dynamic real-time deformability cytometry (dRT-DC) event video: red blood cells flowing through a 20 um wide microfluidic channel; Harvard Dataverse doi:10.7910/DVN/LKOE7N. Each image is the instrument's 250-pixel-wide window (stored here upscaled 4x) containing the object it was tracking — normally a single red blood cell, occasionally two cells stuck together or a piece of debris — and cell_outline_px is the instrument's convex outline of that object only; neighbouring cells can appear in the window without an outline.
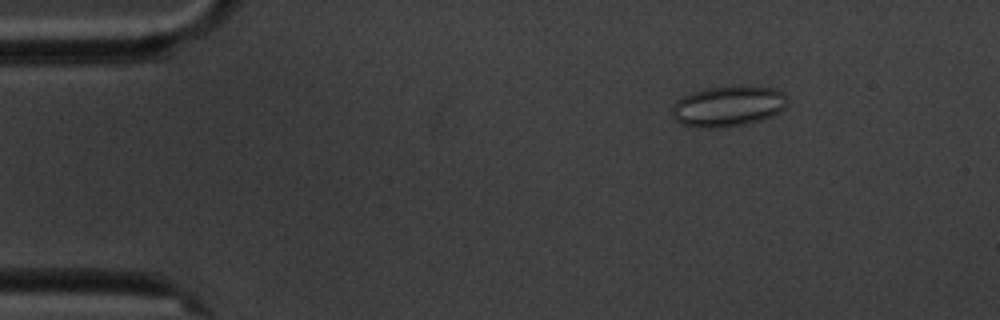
{"species": "common noctule bat (a hibernating species)", "species_latin": "Nyctalus noctula", "temperature_condition": "cold", "stored_images_in_passage": 7, "camera_frame_rate_fps": 3000, "um_per_image_px": 0.085, "animal": {"sex": "male", "body_mass_g": 20.1, "forearm_length_mm": 53.5}, "frame": {"image": 1, "passage_image": 3, "time_ms": 2.333, "image_size_px": [1000, 320], "cell_outline_px": [[788, 104], [780, 112], [772, 116], [760, 120], [744, 124], [716, 128], [696, 128], [680, 124], [672, 116], [672, 104], [680, 96], [704, 88], [744, 84], [776, 88], [784, 92], [788, 100]], "centroid_in_image_um": [61.89, 9.0], "position_along_channel_um": 23.1, "area_um2": 28.21}}
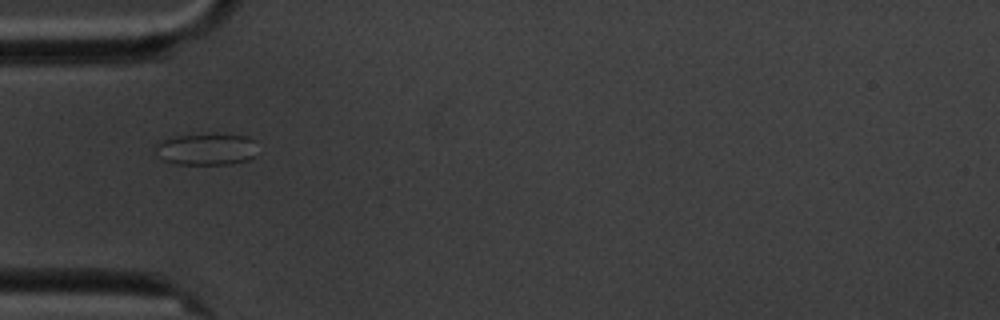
{"frame": {"image": 2, "passage_image": 6, "time_ms": 5.667, "image_size_px": [1000, 320], "cell_outline_px": [[256, 156], [248, 160], [232, 164], [176, 164], [164, 160], [160, 156], [156, 148], [156, 144], [160, 140], [176, 136], [216, 132], [248, 136], [256, 140]], "centroid_in_image_um": [17.62, 12.65], "position_along_channel_um": 67.4, "area_um2": 19.48}}
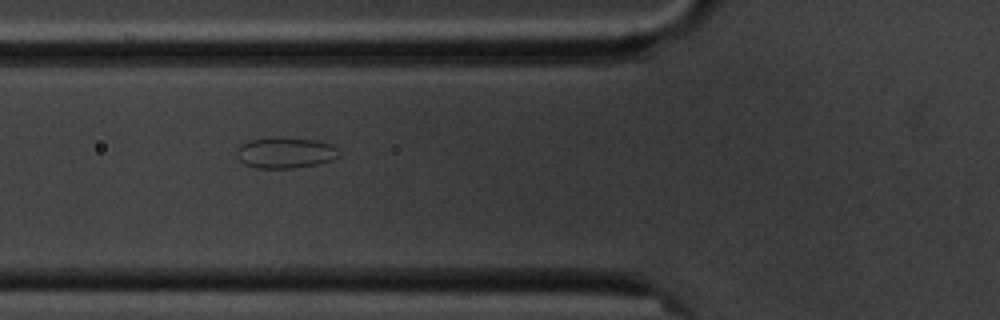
{"frame": {"image": 3, "passage_image": 7, "time_ms": 6.667, "image_size_px": [1000, 320], "cell_outline_px": [[340, 156], [332, 160], [316, 164], [292, 168], [256, 168], [244, 164], [236, 156], [236, 148], [240, 144], [248, 140], [316, 140], [332, 144], [336, 148]], "centroid_in_image_um": [24.23, 13.03], "position_along_channel_um": 101.6, "area_um2": 17.74}}